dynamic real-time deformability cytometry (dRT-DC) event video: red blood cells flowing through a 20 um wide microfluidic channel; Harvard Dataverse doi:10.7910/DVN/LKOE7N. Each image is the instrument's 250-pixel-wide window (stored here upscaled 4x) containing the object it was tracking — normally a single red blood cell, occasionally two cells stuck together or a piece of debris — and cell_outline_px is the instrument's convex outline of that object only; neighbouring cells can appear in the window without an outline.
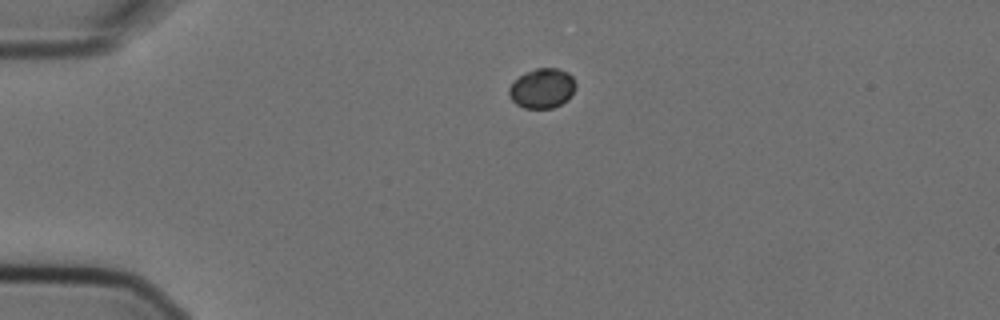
{"species": "Egyptian fruit bat (a non-hibernating species)", "species_latin": "Rousettus aegyptiacus", "temperature_condition": "cold", "stored_images_in_passage": 5, "camera_frame_rate_fps": 3000, "um_per_image_px": 0.085, "animal": {"sex": "female"}, "frame": {"image": 1, "passage_image": 5, "time_ms": 1.333, "image_size_px": [1000, 320], "cell_outline_px": [[576, 88], [568, 100], [552, 108], [524, 108], [516, 104], [508, 96], [508, 88], [524, 72], [536, 68], [556, 68], [568, 72], [572, 76], [576, 84]], "centroid_in_image_um": [46.09, 7.51], "position_along_channel_um": 38.9, "area_um2": 15.55}}